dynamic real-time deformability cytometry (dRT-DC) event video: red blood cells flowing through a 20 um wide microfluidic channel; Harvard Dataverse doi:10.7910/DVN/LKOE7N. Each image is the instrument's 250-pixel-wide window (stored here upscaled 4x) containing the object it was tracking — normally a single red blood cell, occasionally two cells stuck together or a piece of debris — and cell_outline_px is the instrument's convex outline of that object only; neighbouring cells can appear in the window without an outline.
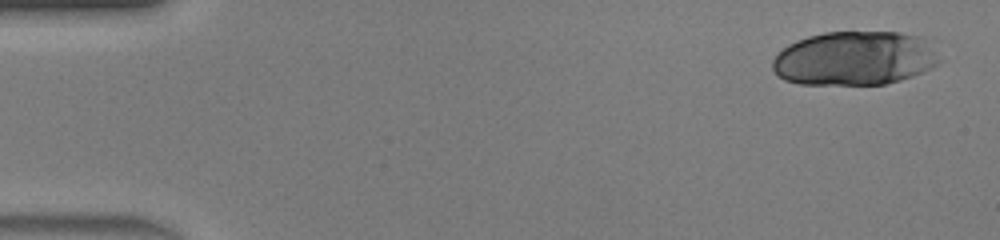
{"species": "human", "species_latin": "Homo sapiens", "temperature_condition": "warm", "stored_images_in_passage": 16, "camera_frame_rate_fps": 3000, "um_per_image_px": 0.085, "donor": {"sex": "male"}, "frame": {"image": 1, "passage_image": 1, "time_ms": 0.0, "image_size_px": [1000, 240], "cell_outline_px": [[940, 60], [932, 68], [912, 76], [900, 80], [884, 84], [800, 84], [784, 80], [772, 68], [772, 60], [788, 44], [796, 40], [808, 36], [824, 32], [900, 32], [920, 36]], "centroid_in_image_um": [72.6, 4.96], "position_along_channel_um": 12.4, "area_um2": 52.14}}
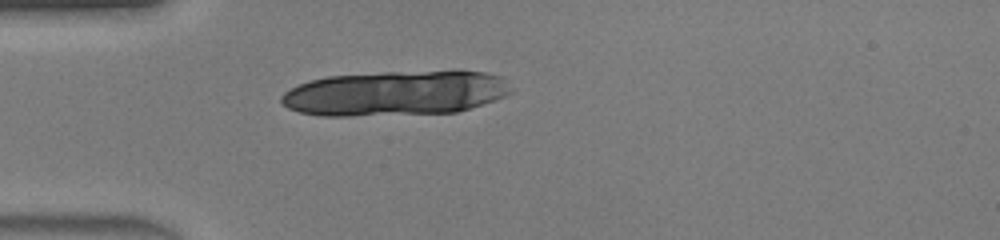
{"frame": {"image": 2, "passage_image": 12, "time_ms": 3.667, "image_size_px": [1000, 240], "cell_outline_px": [[512, 92], [504, 96], [456, 112], [352, 116], [320, 116], [300, 112], [288, 108], [280, 100], [280, 96], [284, 92], [300, 84], [312, 80], [328, 76], [384, 72], [456, 68], [460, 68], [484, 72], [500, 76]], "centroid_in_image_um": [33.62, 7.89], "position_along_channel_um": 51.4, "area_um2": 60.69}}